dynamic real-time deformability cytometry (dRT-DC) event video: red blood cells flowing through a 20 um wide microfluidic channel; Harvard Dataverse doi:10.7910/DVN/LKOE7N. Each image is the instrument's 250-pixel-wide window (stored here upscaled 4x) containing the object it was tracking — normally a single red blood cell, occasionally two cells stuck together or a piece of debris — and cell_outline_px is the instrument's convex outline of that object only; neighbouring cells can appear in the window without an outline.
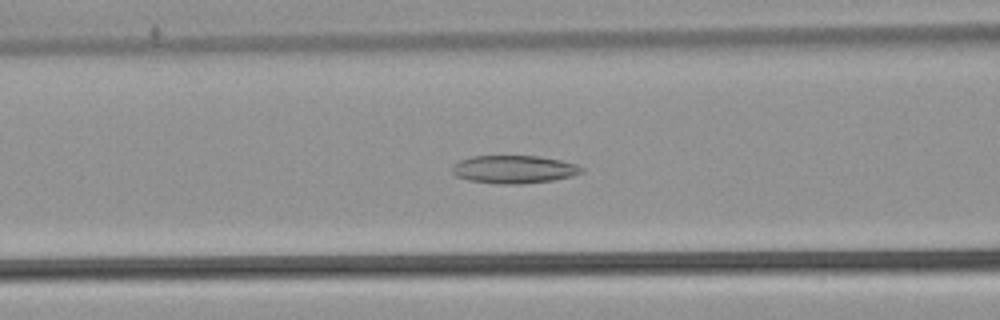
{"species": "common noctule bat (a hibernating species)", "species_latin": "Nyctalus noctula", "temperature_condition": "warm", "stored_images_in_passage": 47, "camera_frame_rate_fps": 3000, "um_per_image_px": 0.085, "animal": {"sex": "male", "body_mass_g": 21.5, "forearm_length_mm": 52.0}, "frame": {"image": 1, "passage_image": 22, "time_ms": 7.0, "image_size_px": [1000, 320], "cell_outline_px": [[584, 172], [572, 176], [552, 180], [520, 184], [496, 184], [468, 180], [456, 176], [452, 172], [452, 168], [460, 160], [472, 156], [540, 156], [560, 160], [576, 164], [584, 168]], "centroid_in_image_um": [43.7, 14.4], "position_along_channel_um": 122.9, "area_um2": 21.1}}
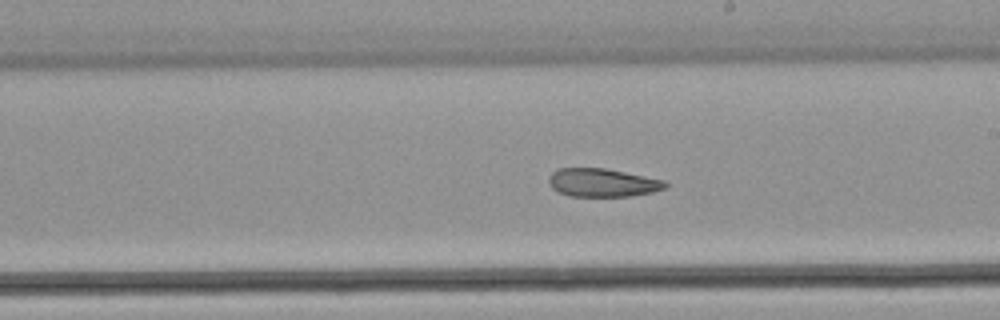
{"frame": {"image": 2, "passage_image": 31, "time_ms": 10.0, "image_size_px": [1000, 320], "cell_outline_px": [[668, 184], [664, 188], [652, 192], [628, 196], [568, 196], [556, 192], [552, 188], [548, 180], [548, 176], [552, 172], [560, 168], [604, 168], [664, 180]], "centroid_in_image_um": [51.15, 15.53], "position_along_channel_um": 237.8, "area_um2": 19.13}}
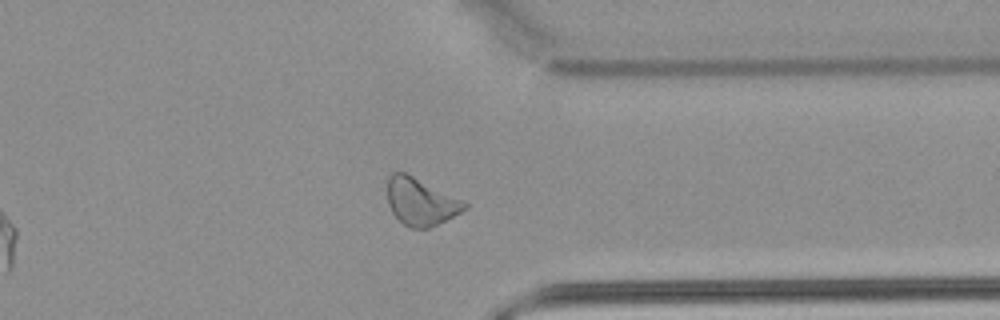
{"frame": {"image": 3, "passage_image": 42, "time_ms": 13.667, "image_size_px": [1000, 320], "cell_outline_px": [[468, 208], [428, 228], [412, 228], [404, 224], [392, 212], [388, 204], [388, 176], [392, 172], [404, 172], [464, 200], [468, 204]], "centroid_in_image_um": [35.76, 17.13], "position_along_channel_um": 375.6, "area_um2": 20.92}, "authors_computed_cell_mechanics": {"area_um2": 22.1374, "velocity_mm_per_s": 3.837, "shape_relaxation_time_tau1_ms": null, "shape_relaxation_time_tau2_ms": 5.0374, "deformation_change_tau1": null, "deformation_change_tau2": 0.1321}}